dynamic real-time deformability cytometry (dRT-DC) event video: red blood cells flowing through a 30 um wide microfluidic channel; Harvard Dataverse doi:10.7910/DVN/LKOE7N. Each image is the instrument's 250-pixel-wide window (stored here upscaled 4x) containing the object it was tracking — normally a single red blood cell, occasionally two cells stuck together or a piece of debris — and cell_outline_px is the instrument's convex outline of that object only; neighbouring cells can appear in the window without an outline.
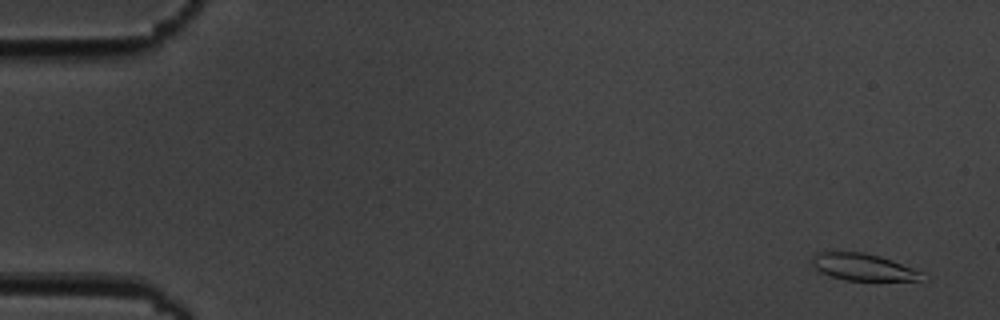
{"species": "common noctule bat (a hibernating species)", "species_latin": "Nyctalus noctula", "temperature_condition": "cold", "stored_images_in_passage": 5, "camera_frame_rate_fps": 3000, "um_per_image_px": 0.085, "animal": {"sex": "male", "body_mass_g": 19.5, "forearm_length_mm": 54.6}, "frame": {"image": 1, "passage_image": 1, "time_ms": 0.0, "image_size_px": [1000, 320], "cell_outline_px": [[920, 280], [844, 280], [820, 272], [812, 264], [812, 256], [816, 252], [864, 252], [880, 256], [892, 260], [912, 268], [920, 272]], "centroid_in_image_um": [73.28, 22.68], "position_along_channel_um": 11.7, "area_um2": 16.88}}